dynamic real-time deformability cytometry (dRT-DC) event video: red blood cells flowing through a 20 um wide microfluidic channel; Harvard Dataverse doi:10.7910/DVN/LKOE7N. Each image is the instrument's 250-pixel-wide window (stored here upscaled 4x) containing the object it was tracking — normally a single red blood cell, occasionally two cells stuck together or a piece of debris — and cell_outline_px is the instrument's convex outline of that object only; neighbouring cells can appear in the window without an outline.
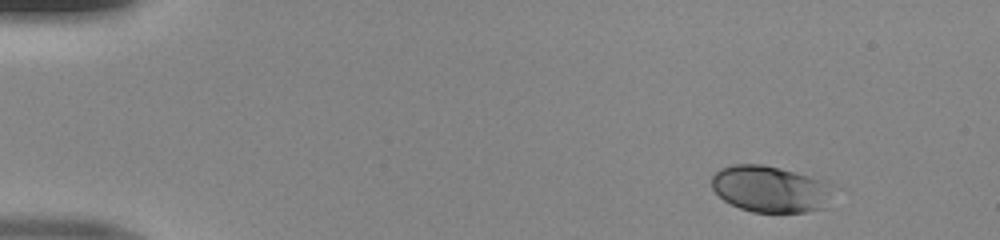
{"species": "human", "species_latin": "Homo sapiens", "temperature_condition": "room temperature", "stored_images_in_passage": 45, "camera_frame_rate_fps": 3000, "um_per_image_px": 0.085, "donor": {"sex": "male"}, "frame": {"image": 1, "passage_image": 1, "time_ms": 0.0, "image_size_px": [1000, 240], "cell_outline_px": [[832, 184], [824, 208], [804, 212], [752, 212], [740, 208], [724, 200], [712, 188], [712, 176], [720, 168], [732, 164], [760, 164], [780, 168], [828, 180]], "centroid_in_image_um": [65.46, 16.05], "position_along_channel_um": 19.5, "area_um2": 32.83}}
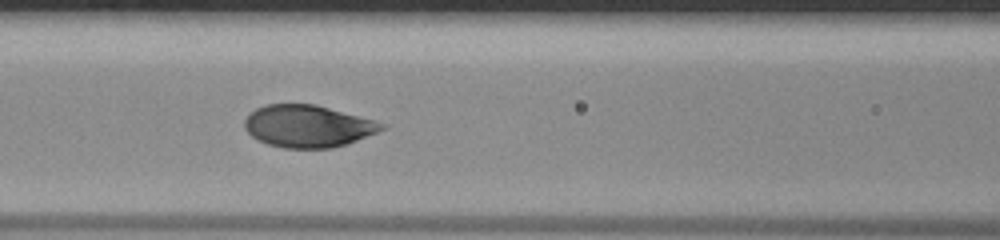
{"frame": {"image": 2, "passage_image": 18, "time_ms": 5.667, "image_size_px": [1000, 240], "cell_outline_px": [[388, 128], [356, 140], [332, 148], [284, 148], [268, 144], [252, 136], [244, 128], [244, 120], [256, 108], [264, 104], [316, 104], [376, 120], [388, 124]], "centroid_in_image_um": [26.2, 10.71], "position_along_channel_um": 140.4, "area_um2": 33.76}}
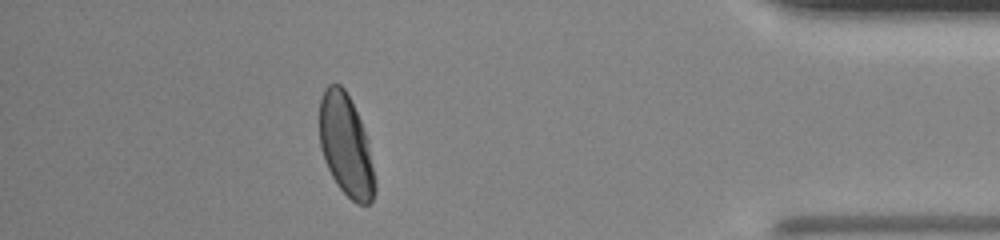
{"frame": {"image": 3, "passage_image": 40, "time_ms": 13.0, "image_size_px": [1000, 240], "cell_outline_px": [[376, 188], [372, 200], [368, 204], [356, 204], [336, 184], [324, 160], [320, 148], [320, 100], [324, 88], [328, 84], [340, 84], [344, 88], [360, 120], [368, 140], [376, 180]], "centroid_in_image_um": [29.41, 12.39], "position_along_channel_um": 405.8, "area_um2": 32.77}}